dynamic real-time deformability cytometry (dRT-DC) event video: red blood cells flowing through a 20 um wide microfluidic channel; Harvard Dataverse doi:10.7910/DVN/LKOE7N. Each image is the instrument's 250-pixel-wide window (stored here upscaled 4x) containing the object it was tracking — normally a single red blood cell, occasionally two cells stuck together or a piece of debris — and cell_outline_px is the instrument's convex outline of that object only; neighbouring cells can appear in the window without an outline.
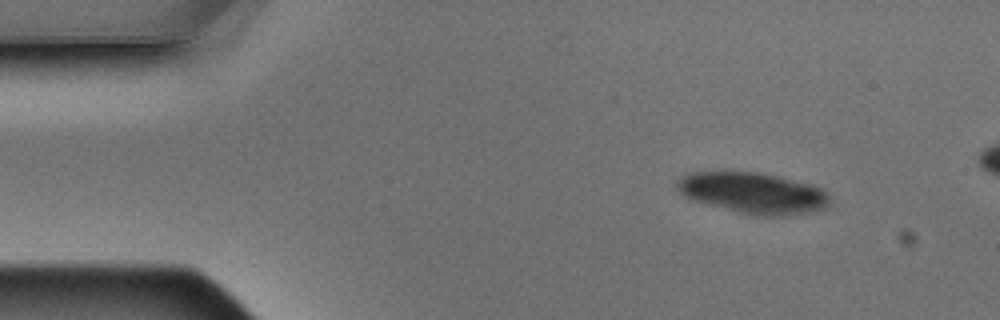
{"species": "Egyptian fruit bat (a non-hibernating species)", "species_latin": "Rousettus aegyptiacus", "temperature_condition": "warm", "stored_images_in_passage": 4, "camera_frame_rate_fps": 3000, "um_per_image_px": 0.085, "animal": {"sex": "male"}, "frame": {"image": 1, "passage_image": 1, "time_ms": 0.0, "image_size_px": [1000, 320], "cell_outline_px": [[832, 204], [828, 208], [808, 212], [784, 216], [756, 216], [692, 200], [684, 196], [676, 188], [676, 180], [684, 172], [720, 168], [728, 168], [760, 172], [812, 184], [828, 192], [832, 200]], "centroid_in_image_um": [63.96, 16.34], "position_along_channel_um": 21.0, "area_um2": 38.15}}